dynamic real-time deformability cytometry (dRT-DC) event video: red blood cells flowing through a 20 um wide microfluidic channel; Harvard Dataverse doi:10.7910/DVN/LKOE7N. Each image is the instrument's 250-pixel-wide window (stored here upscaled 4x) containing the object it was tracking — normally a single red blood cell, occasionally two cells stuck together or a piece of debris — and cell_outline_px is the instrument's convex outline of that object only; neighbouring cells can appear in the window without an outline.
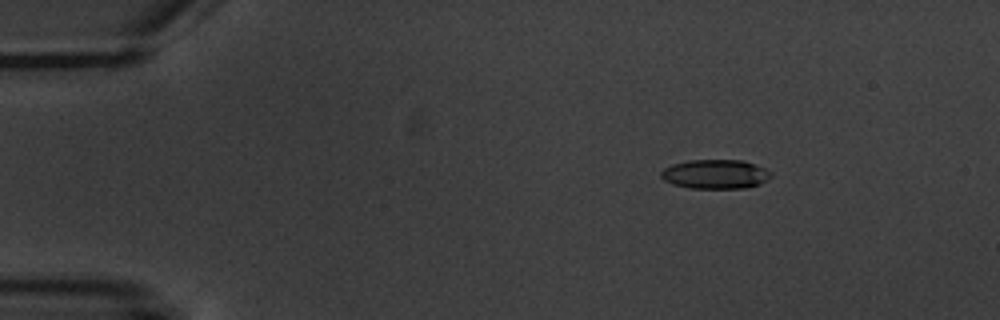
{"species": "common noctule bat (a hibernating species)", "species_latin": "Nyctalus noctula", "temperature_condition": "warm", "stored_images_in_passage": 8, "camera_frame_rate_fps": 3000, "um_per_image_px": 0.085, "animal": {"sex": "male", "body_mass_g": 20.1, "forearm_length_mm": 53.5}, "frame": {"image": 1, "passage_image": 2, "time_ms": 1.667, "image_size_px": [1000, 320], "cell_outline_px": [[772, 176], [760, 184], [744, 188], [692, 188], [672, 184], [664, 180], [660, 176], [660, 172], [664, 168], [672, 164], [688, 160], [740, 160], [764, 168], [772, 172]], "centroid_in_image_um": [60.78, 14.8], "position_along_channel_um": 24.2, "area_um2": 18.67}}
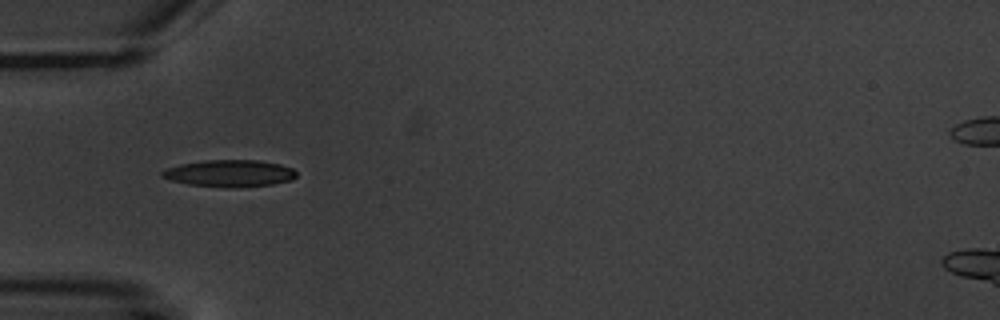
{"frame": {"image": 2, "passage_image": 5, "time_ms": 5.0, "image_size_px": [1000, 320], "cell_outline_px": [[296, 176], [292, 180], [272, 184], [236, 188], [228, 188], [188, 184], [172, 180], [160, 176], [160, 172], [168, 168], [180, 164], [204, 160], [260, 160], [280, 164], [292, 168], [296, 172]], "centroid_in_image_um": [19.53, 14.73], "position_along_channel_um": 65.5, "area_um2": 21.15}}